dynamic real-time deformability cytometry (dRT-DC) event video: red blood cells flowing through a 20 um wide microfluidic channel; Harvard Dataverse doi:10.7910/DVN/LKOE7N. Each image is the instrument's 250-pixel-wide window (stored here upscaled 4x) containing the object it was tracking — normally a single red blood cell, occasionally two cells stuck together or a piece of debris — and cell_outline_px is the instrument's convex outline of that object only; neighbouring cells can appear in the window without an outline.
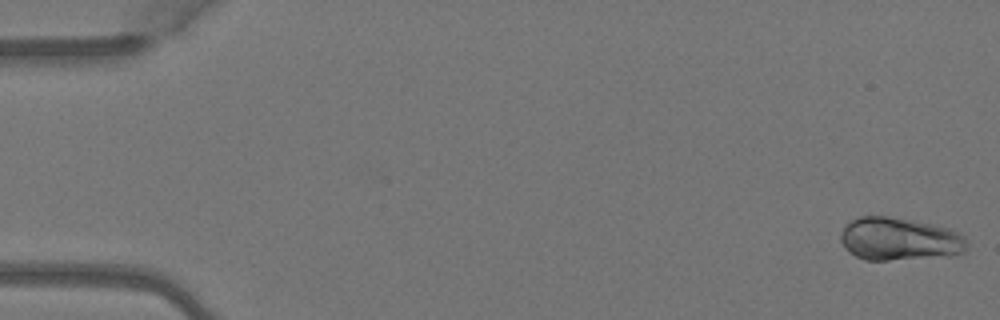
{"species": "Egyptian fruit bat (a non-hibernating species)", "species_latin": "Rousettus aegyptiacus", "temperature_condition": "warm", "stored_images_in_passage": 5, "camera_frame_rate_fps": 3000, "um_per_image_px": 0.085, "animal": {"sex": "female"}, "frame": {"image": 1, "passage_image": 1, "time_ms": 0.0, "image_size_px": [1000, 320], "cell_outline_px": [[968, 248], [964, 252], [952, 256], [888, 260], [864, 260], [848, 252], [844, 248], [840, 240], [840, 232], [852, 220], [860, 216], [888, 216], [932, 224], [948, 228], [960, 232], [964, 236], [968, 244]], "centroid_in_image_um": [76.47, 20.33], "position_along_channel_um": 8.5, "area_um2": 31.91}}